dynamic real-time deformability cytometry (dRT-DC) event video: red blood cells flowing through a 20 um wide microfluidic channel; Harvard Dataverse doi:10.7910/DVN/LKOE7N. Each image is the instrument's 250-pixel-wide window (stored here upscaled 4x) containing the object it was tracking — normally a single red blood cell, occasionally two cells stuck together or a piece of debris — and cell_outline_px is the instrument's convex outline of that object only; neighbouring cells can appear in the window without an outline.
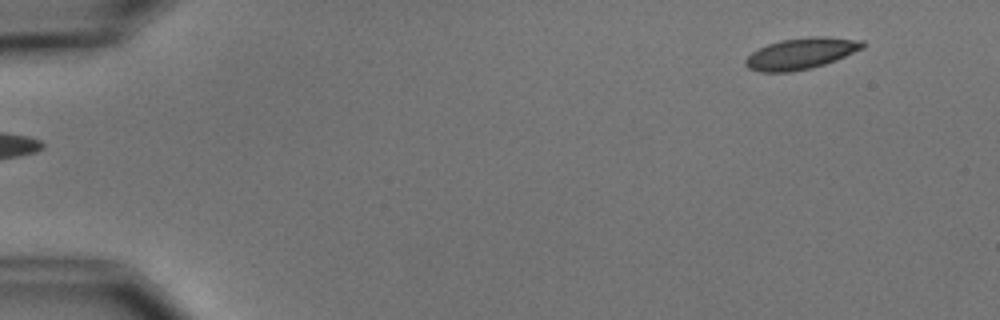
{"species": "common noctule bat (a hibernating species)", "species_latin": "Nyctalus noctula", "temperature_condition": "cold", "stored_images_in_passage": 5, "segment_of_instrument_passage": [2, 2], "camera_frame_rate_fps": 3000, "um_per_image_px": 0.085, "animal": {"sex": "male", "body_mass_g": 15.6}, "frame": {"image": 1, "passage_image": 5, "time_ms": 5.667, "image_size_px": [1000, 320], "cell_outline_px": [[868, 44], [864, 48], [836, 60], [812, 68], [792, 72], [760, 72], [748, 68], [744, 64], [744, 60], [752, 52], [768, 44], [780, 40], [808, 36], [828, 36], [864, 40]], "centroid_in_image_um": [68.13, 4.54], "position_along_channel_um": 16.9, "area_um2": 21.68}}